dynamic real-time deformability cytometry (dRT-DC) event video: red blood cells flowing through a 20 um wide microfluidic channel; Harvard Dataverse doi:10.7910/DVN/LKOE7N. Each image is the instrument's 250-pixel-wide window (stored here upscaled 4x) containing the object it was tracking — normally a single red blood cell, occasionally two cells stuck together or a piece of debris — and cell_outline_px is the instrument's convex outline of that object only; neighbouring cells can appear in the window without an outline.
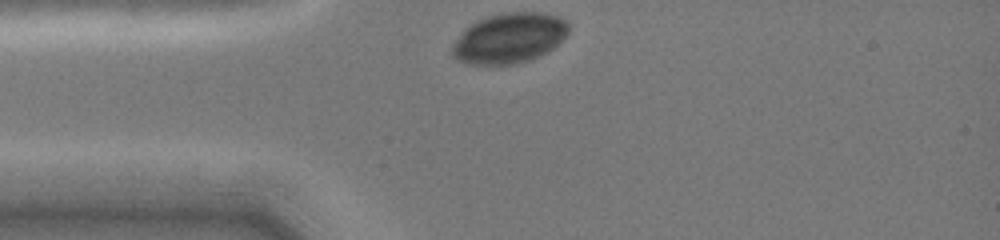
{"species": "common noctule bat (a hibernating species)", "species_latin": "Nyctalus noctula", "temperature_condition": "cold", "stored_images_in_passage": 30, "camera_frame_rate_fps": 3000, "um_per_image_px": 0.085, "animal": {"sex": "female", "body_mass_g": 19.0, "forearm_length_mm": 51.5}, "frame": {"image": 1, "passage_image": 1, "time_ms": 0.0, "image_size_px": [1000, 240], "cell_outline_px": [[568, 32], [552, 48], [528, 60], [512, 64], [472, 64], [460, 60], [452, 56], [452, 44], [464, 28], [476, 20], [488, 16], [508, 12], [540, 12], [560, 16], [568, 24]], "centroid_in_image_um": [43.25, 3.22], "position_along_channel_um": 41.8, "area_um2": 33.64}}
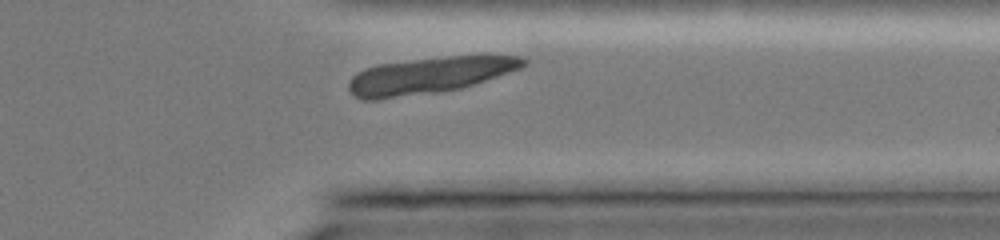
{"frame": {"image": 2, "passage_image": 27, "time_ms": 8.667, "image_size_px": [1000, 240], "cell_outline_px": [[528, 60], [520, 68], [460, 88], [440, 92], [380, 100], [360, 100], [348, 88], [348, 80], [356, 72], [364, 68], [380, 64], [452, 56], [520, 56]], "centroid_in_image_um": [36.39, 6.43], "position_along_channel_um": 375.0, "area_um2": 36.59}}